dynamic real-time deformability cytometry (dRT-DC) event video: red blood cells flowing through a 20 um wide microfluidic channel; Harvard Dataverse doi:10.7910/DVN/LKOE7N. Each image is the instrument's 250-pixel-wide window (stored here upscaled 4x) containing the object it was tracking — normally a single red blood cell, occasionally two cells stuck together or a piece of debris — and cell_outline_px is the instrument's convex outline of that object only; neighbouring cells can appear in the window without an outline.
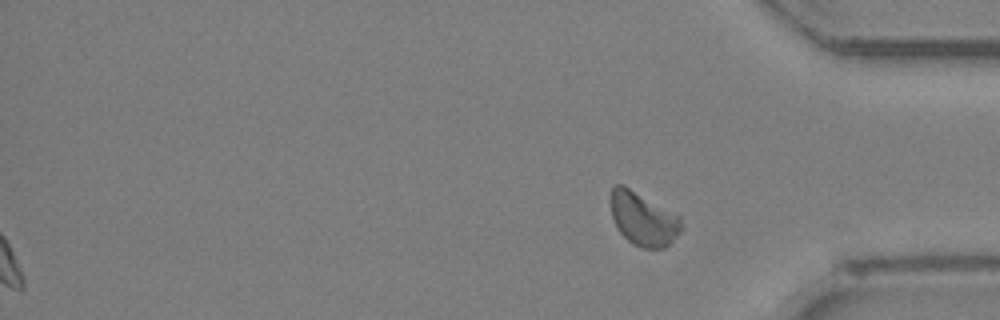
{"species": "Egyptian fruit bat (a non-hibernating species)", "species_latin": "Rousettus aegyptiacus", "temperature_condition": "room temperature", "stored_images_in_passage": 28, "segment_of_instrument_passage": [2, 2], "camera_frame_rate_fps": 3000, "um_per_image_px": 0.085, "animal": {"sex": "female"}, "frame": {"image": 1, "passage_image": 28, "time_ms": 9.0, "image_size_px": [1000, 320], "cell_outline_px": [[684, 228], [664, 248], [640, 248], [632, 244], [620, 232], [612, 216], [612, 188], [616, 184], [624, 184], [680, 216]], "centroid_in_image_um": [54.7, 18.61], "position_along_channel_um": 380.5, "area_um2": 21.85}}